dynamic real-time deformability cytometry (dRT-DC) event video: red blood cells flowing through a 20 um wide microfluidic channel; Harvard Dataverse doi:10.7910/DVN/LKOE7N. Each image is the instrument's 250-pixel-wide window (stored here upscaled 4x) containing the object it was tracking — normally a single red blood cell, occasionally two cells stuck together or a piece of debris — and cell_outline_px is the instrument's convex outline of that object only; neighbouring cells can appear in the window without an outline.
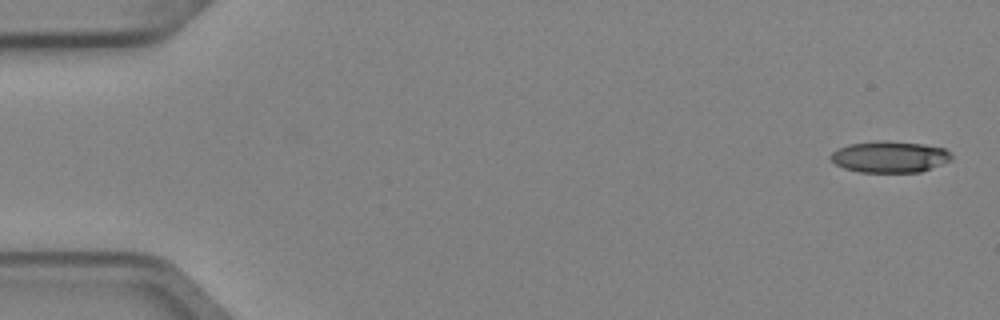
{"species": "Egyptian fruit bat (a non-hibernating species)", "species_latin": "Rousettus aegyptiacus", "temperature_condition": "cold", "stored_images_in_passage": 4, "camera_frame_rate_fps": 3000, "um_per_image_px": 0.085, "animal": {"sex": "female"}, "frame": {"image": 1, "passage_image": 1, "time_ms": 0.0, "image_size_px": [1000, 320], "cell_outline_px": [[952, 160], [920, 172], [860, 172], [844, 168], [836, 164], [828, 156], [836, 148], [848, 144], [880, 140], [888, 140], [924, 144], [944, 148], [952, 156]], "centroid_in_image_um": [75.59, 13.32], "position_along_channel_um": 9.4, "area_um2": 22.25}}